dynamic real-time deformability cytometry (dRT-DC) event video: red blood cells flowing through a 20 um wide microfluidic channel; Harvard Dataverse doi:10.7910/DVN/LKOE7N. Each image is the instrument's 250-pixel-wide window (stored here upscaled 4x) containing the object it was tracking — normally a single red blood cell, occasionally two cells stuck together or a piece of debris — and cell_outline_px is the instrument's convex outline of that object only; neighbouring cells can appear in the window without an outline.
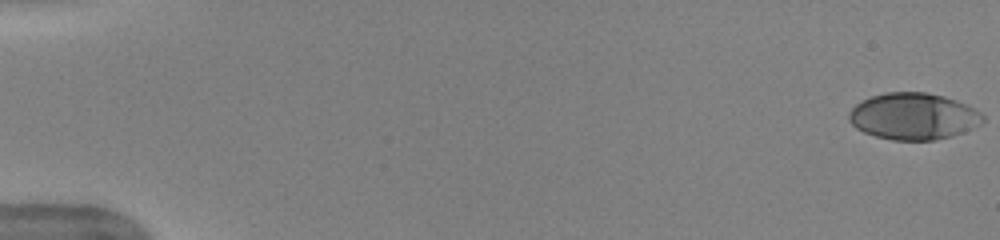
{"species": "human", "species_latin": "Homo sapiens", "temperature_condition": "warm", "stored_images_in_passage": 52, "camera_frame_rate_fps": 3000, "um_per_image_px": 0.085, "donor": {"sex": "female"}, "frame": {"image": 1, "passage_image": 1, "time_ms": 0.0, "image_size_px": [1000, 240], "cell_outline_px": [[984, 120], [980, 124], [964, 132], [952, 136], [932, 140], [892, 140], [876, 136], [864, 132], [856, 128], [848, 120], [848, 112], [856, 104], [872, 96], [884, 92], [924, 92], [944, 96], [968, 104], [980, 112], [984, 116]], "centroid_in_image_um": [77.65, 9.88], "position_along_channel_um": 7.4, "area_um2": 36.47}}
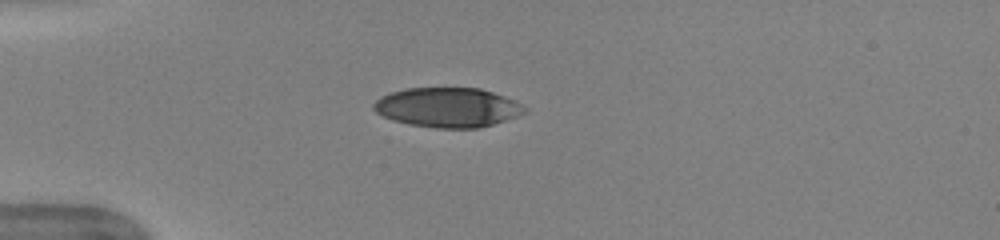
{"frame": {"image": 2, "passage_image": 15, "time_ms": 4.667, "image_size_px": [1000, 240], "cell_outline_px": [[528, 108], [524, 112], [516, 116], [492, 124], [476, 128], [436, 128], [408, 124], [392, 120], [376, 112], [372, 108], [372, 104], [380, 96], [404, 88], [480, 88], [504, 96]], "centroid_in_image_um": [38.0, 9.13], "position_along_channel_um": 47.0, "area_um2": 34.62}}
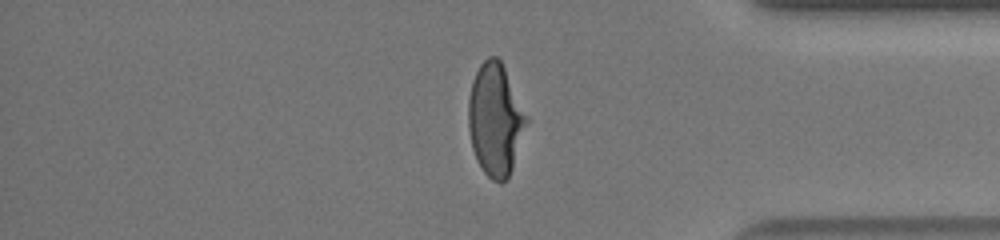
{"frame": {"image": 3, "passage_image": 44, "time_ms": 14.333, "image_size_px": [1000, 240], "cell_outline_px": [[528, 120], [512, 168], [508, 176], [500, 184], [492, 180], [484, 172], [476, 160], [472, 148], [468, 128], [468, 100], [472, 80], [480, 64], [488, 56], [496, 56], [500, 60], [504, 68]], "centroid_in_image_um": [42.06, 10.18], "position_along_channel_um": 393.1, "area_um2": 37.45}, "authors_computed_cell_mechanics": {"area_um2": 36.8764, "velocity_mm_per_s": 3.9959, "shape_relaxation_time_tau1_ms": 4.4125, "shape_relaxation_time_tau2_ms": null, "deformation_change_tau1": 0.2143, "deformation_change_tau2": null}}